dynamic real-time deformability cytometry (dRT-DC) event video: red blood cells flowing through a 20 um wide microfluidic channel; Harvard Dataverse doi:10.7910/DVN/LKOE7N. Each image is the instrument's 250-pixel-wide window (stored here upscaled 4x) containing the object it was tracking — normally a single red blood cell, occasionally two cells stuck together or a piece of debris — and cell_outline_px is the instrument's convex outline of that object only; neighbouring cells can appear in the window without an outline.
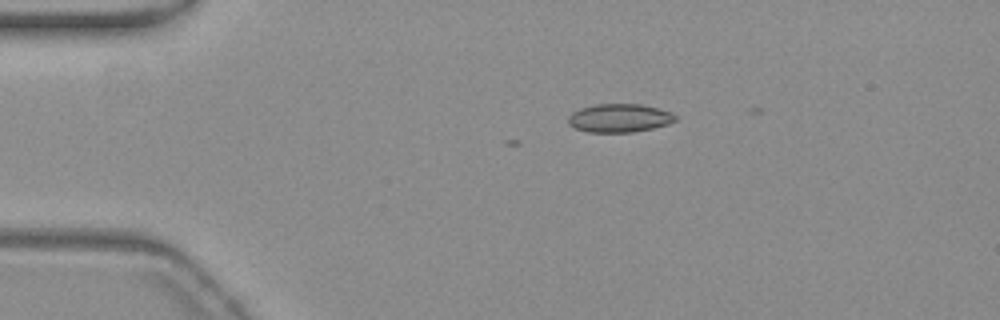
{"species": "common noctule bat (a hibernating species)", "species_latin": "Nyctalus noctula", "temperature_condition": "warm", "stored_images_in_passage": 4, "camera_frame_rate_fps": 3000, "um_per_image_px": 0.085, "animal": {"sex": "female", "body_mass_g": 19.3, "forearm_length_mm": 54.1}, "frame": {"image": 1, "passage_image": 1, "time_ms": 0.0, "image_size_px": [1000, 320], "cell_outline_px": [[676, 120], [668, 124], [652, 128], [632, 132], [588, 132], [576, 128], [568, 124], [568, 116], [572, 112], [580, 108], [596, 104], [640, 104], [660, 108], [672, 112], [676, 116]], "centroid_in_image_um": [52.65, 10.02], "position_along_channel_um": 32.3, "area_um2": 17.8}}